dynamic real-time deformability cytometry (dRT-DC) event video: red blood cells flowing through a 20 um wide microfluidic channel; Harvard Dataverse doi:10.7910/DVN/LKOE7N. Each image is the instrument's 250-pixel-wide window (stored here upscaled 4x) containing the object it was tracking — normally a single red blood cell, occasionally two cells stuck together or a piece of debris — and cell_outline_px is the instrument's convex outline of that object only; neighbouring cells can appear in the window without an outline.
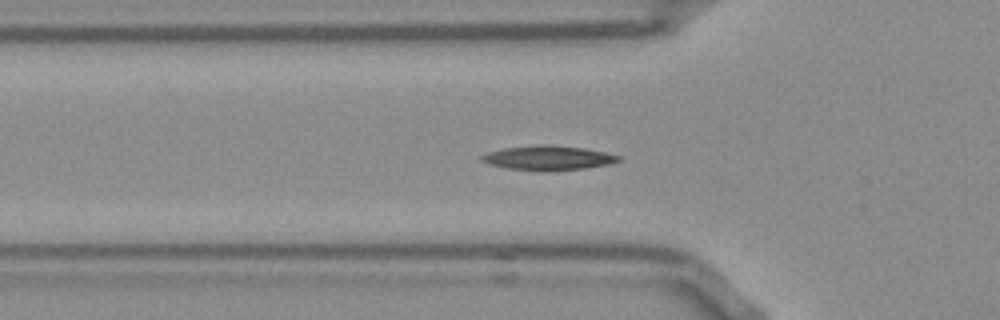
{"species": "Egyptian fruit bat (a non-hibernating species)", "species_latin": "Rousettus aegyptiacus", "temperature_condition": "room temperature", "stored_images_in_passage": 39, "camera_frame_rate_fps": 3000, "um_per_image_px": 0.085, "frame": {"image": 1, "passage_image": 7, "time_ms": 2.0, "image_size_px": [1000, 320], "cell_outline_px": [[620, 160], [608, 164], [584, 168], [544, 172], [508, 168], [488, 164], [480, 160], [480, 156], [488, 152], [504, 148], [536, 144], [548, 144], [584, 148], [604, 152], [620, 156]], "centroid_in_image_um": [46.55, 13.42], "position_along_channel_um": 79.3, "area_um2": 19.59}}
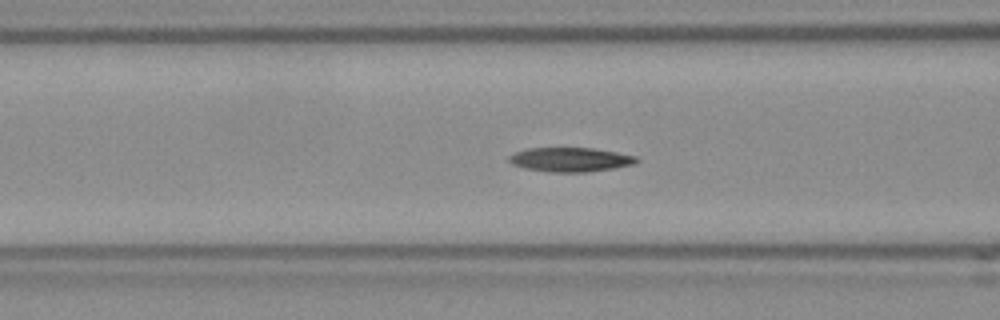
{"frame": {"image": 2, "passage_image": 10, "time_ms": 3.0, "image_size_px": [1000, 320], "cell_outline_px": [[640, 160], [632, 164], [612, 168], [584, 172], [548, 172], [524, 168], [512, 164], [508, 160], [508, 156], [516, 152], [528, 148], [592, 148], [616, 152], [636, 156]], "centroid_in_image_um": [48.44, 13.56], "position_along_channel_um": 118.2, "area_um2": 17.86}}
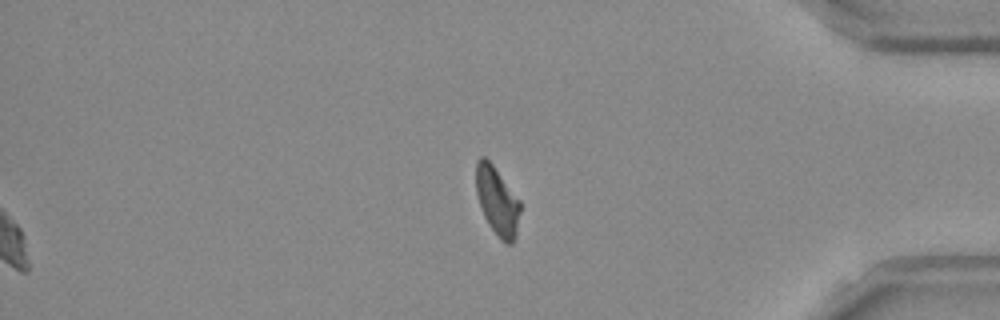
{"frame": {"image": 3, "passage_image": 34, "time_ms": 11.0, "image_size_px": [1000, 320], "cell_outline_px": [[520, 212], [516, 236], [512, 244], [508, 244], [500, 240], [484, 216], [476, 192], [476, 160], [480, 156], [484, 156], [492, 164], [520, 200]], "centroid_in_image_um": [42.27, 17.09], "position_along_channel_um": 392.9, "area_um2": 17.46}, "authors_computed_cell_mechanics": {"area_um2": 17.918, "velocity_mm_per_s": 3.8188, "shape_relaxation_time_tau1_ms": 9.5998, "shape_relaxation_time_tau2_ms": 5.5717, "deformation_change_tau1": 0.2279, "deformation_change_tau2": 0.1223}}